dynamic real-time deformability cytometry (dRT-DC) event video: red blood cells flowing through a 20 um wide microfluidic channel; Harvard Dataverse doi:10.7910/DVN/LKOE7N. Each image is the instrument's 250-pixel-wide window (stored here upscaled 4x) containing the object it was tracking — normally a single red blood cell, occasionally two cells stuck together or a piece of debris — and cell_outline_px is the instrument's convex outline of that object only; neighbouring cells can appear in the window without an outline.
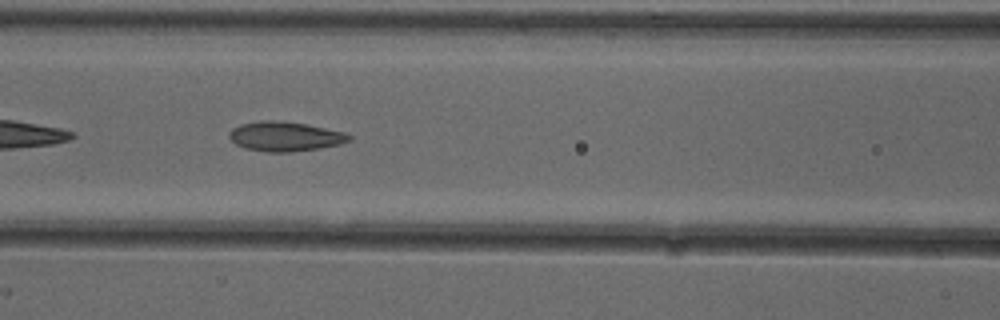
{"species": "common noctule bat (a hibernating species)", "species_latin": "Nyctalus noctula", "temperature_condition": "cold", "stored_images_in_passage": 6, "camera_frame_rate_fps": 3000, "um_per_image_px": 0.085, "animal": {"sex": "female"}, "frame": {"image": 1, "passage_image": 5, "time_ms": 1.333, "image_size_px": [1000, 320], "cell_outline_px": [[352, 140], [340, 144], [320, 148], [288, 152], [268, 152], [244, 148], [236, 144], [228, 136], [228, 132], [232, 128], [240, 124], [260, 120], [272, 120], [304, 124], [344, 132], [352, 136]], "centroid_in_image_um": [24.2, 11.6], "position_along_channel_um": 142.4, "area_um2": 20.58}}
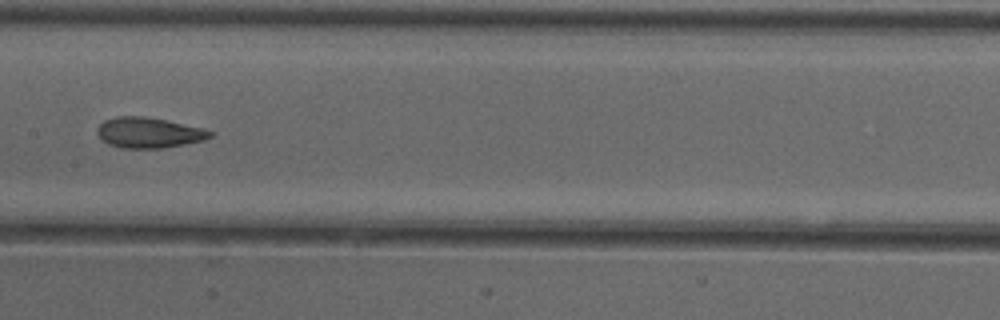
{"frame": {"image": 2, "passage_image": 6, "time_ms": 1.667, "image_size_px": [1000, 320], "cell_outline_px": [[212, 136], [204, 140], [164, 148], [124, 148], [108, 144], [96, 132], [96, 128], [104, 120], [116, 116], [144, 116], [204, 128], [212, 132]], "centroid_in_image_um": [12.63, 11.27], "position_along_channel_um": 194.8, "area_um2": 19.94}}